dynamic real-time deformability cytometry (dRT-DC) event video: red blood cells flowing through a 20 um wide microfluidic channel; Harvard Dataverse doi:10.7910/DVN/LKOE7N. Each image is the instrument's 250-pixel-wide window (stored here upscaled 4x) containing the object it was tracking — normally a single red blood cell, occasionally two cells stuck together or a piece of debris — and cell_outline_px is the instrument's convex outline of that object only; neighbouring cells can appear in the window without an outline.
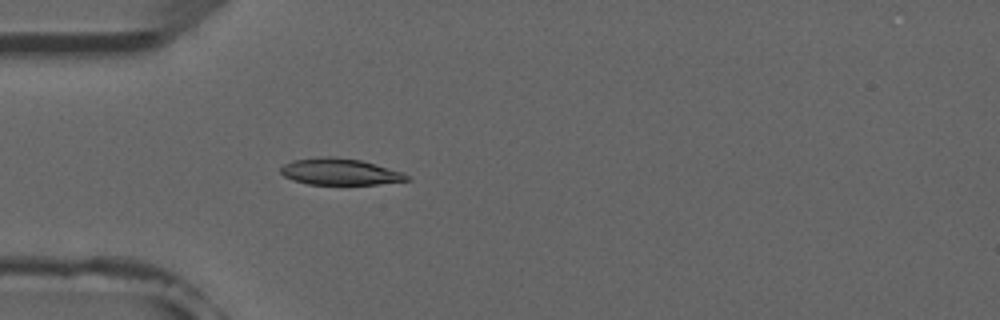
{"species": "common noctule bat (a hibernating species)", "species_latin": "Nyctalus noctula", "temperature_condition": "room temperature", "stored_images_in_passage": 4, "camera_frame_rate_fps": 3000, "um_per_image_px": 0.085, "animal": {"sex": "male", "forearm_length_mm": 52.5}, "frame": {"image": 1, "passage_image": 4, "time_ms": 3.667, "image_size_px": [1000, 320], "cell_outline_px": [[412, 180], [376, 184], [308, 184], [292, 180], [284, 176], [280, 172], [280, 168], [284, 164], [292, 160], [320, 156], [328, 156], [360, 160], [404, 172]], "centroid_in_image_um": [28.87, 14.59], "position_along_channel_um": 56.1, "area_um2": 19.48}}